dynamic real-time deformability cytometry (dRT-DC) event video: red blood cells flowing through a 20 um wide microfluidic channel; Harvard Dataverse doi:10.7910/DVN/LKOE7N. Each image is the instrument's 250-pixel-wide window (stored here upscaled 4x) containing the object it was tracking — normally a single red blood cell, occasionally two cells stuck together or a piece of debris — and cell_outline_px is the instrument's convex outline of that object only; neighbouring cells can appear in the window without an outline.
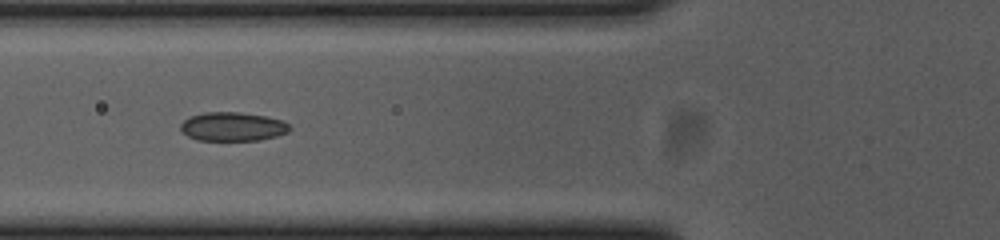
{"species": "common noctule bat (a hibernating species)", "species_latin": "Nyctalus noctula", "temperature_condition": "cold", "stored_images_in_passage": 36, "camera_frame_rate_fps": 3000, "um_per_image_px": 0.085, "animal": {"sex": "female", "body_mass_g": 23.0, "forearm_length_mm": 53.4}, "frame": {"image": 1, "passage_image": 7, "time_ms": 2.0, "image_size_px": [1000, 240], "cell_outline_px": [[292, 128], [288, 132], [276, 136], [260, 140], [196, 140], [188, 136], [180, 128], [180, 124], [184, 120], [192, 116], [204, 112], [240, 112], [264, 116], [284, 120]], "centroid_in_image_um": [19.8, 10.76], "position_along_channel_um": 106.0, "area_um2": 18.32}}
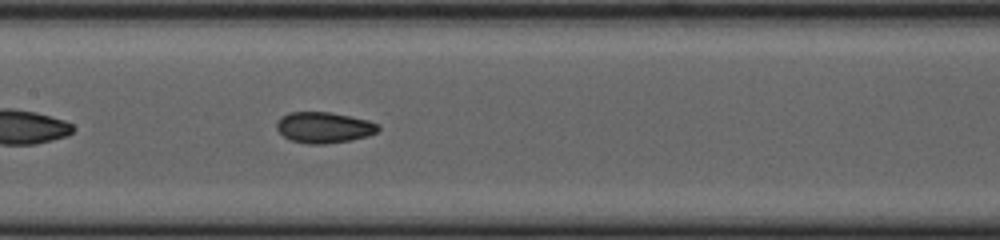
{"frame": {"image": 2, "passage_image": 13, "time_ms": 4.0, "image_size_px": [1000, 240], "cell_outline_px": [[380, 128], [376, 132], [368, 136], [352, 140], [324, 144], [308, 144], [292, 140], [284, 136], [276, 128], [276, 120], [280, 116], [288, 112], [332, 112], [368, 120], [380, 124]], "centroid_in_image_um": [27.53, 10.82], "position_along_channel_um": 179.9, "area_um2": 18.5}}
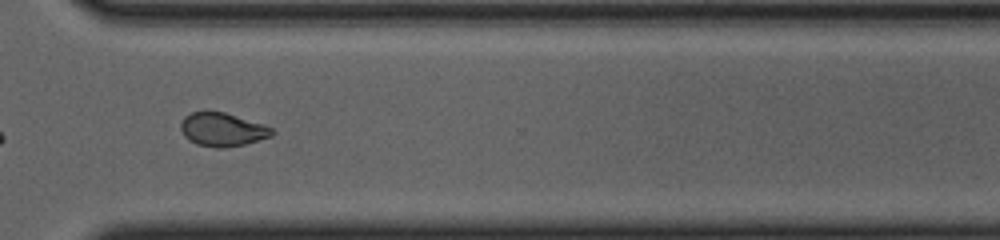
{"frame": {"image": 3, "passage_image": 27, "time_ms": 8.667, "image_size_px": [1000, 240], "cell_outline_px": [[276, 132], [272, 136], [244, 144], [224, 148], [216, 148], [196, 144], [188, 140], [184, 136], [180, 128], [180, 124], [184, 116], [192, 112], [204, 108], [224, 112], [264, 124], [272, 128]], "centroid_in_image_um": [18.87, 10.98], "position_along_channel_um": 351.7, "area_um2": 18.32}, "authors_computed_cell_mechanics": {"area_um2": 18.2648, "velocity_mm_per_s": 3.685, "shape_relaxation_time_tau1_ms": 7.9414, "shape_relaxation_time_tau2_ms": 2.8545, "deformation_change_tau1": 0.1539, "deformation_change_tau2": 0.0647}}